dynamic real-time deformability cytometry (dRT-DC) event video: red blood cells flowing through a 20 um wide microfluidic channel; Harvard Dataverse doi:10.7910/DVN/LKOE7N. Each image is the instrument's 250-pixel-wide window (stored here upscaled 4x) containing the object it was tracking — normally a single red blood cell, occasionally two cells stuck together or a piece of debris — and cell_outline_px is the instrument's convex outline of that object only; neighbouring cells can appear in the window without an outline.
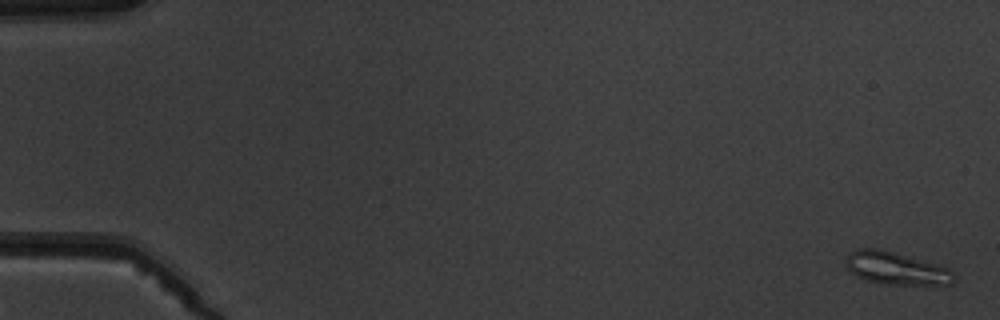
{"species": "common noctule bat (a hibernating species)", "species_latin": "Nyctalus noctula", "temperature_condition": "warm", "stored_images_in_passage": 5, "camera_frame_rate_fps": 3000, "um_per_image_px": 0.085, "animal": {"sex": "male", "body_mass_g": 19.5, "forearm_length_mm": 54.6}, "frame": {"image": 1, "passage_image": 1, "time_ms": 0.0, "image_size_px": [1000, 320], "cell_outline_px": [[952, 284], [944, 288], [884, 284], [868, 280], [852, 272], [848, 268], [848, 252], [860, 248], [876, 248], [892, 252], [952, 268]], "centroid_in_image_um": [76.31, 22.87], "position_along_channel_um": 8.7, "area_um2": 20.87}}
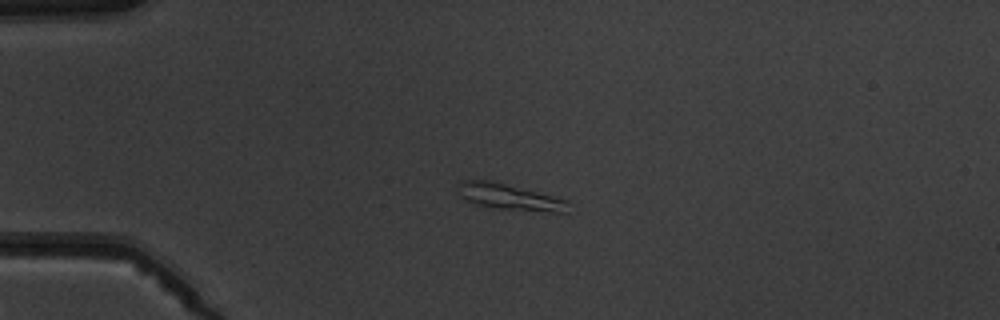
{"frame": {"image": 2, "passage_image": 4, "time_ms": 4.333, "image_size_px": [1000, 320], "cell_outline_px": [[568, 212], [552, 212], [492, 208], [476, 204], [464, 200], [460, 196], [460, 180], [492, 180], [568, 200]], "centroid_in_image_um": [43.31, 16.74], "position_along_channel_um": 41.7, "area_um2": 16.65}}